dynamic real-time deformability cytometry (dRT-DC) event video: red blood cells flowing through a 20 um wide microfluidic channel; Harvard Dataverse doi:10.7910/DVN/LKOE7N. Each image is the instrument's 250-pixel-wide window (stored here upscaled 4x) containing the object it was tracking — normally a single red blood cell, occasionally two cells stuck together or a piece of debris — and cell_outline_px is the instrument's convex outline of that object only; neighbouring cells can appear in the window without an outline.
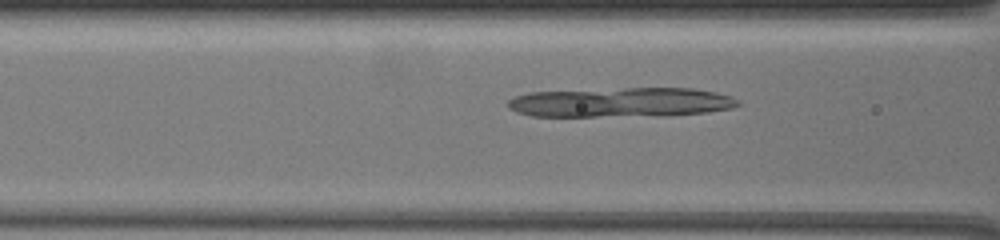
{"species": "common noctule bat (a hibernating species)", "species_latin": "Nyctalus noctula", "temperature_condition": "warm", "stored_images_in_passage": 8, "camera_frame_rate_fps": 3000, "um_per_image_px": 0.085, "animal": {"sex": "female", "body_mass_g": 19.5, "forearm_length_mm": 54.1}, "frame": {"image": 1, "passage_image": 6, "time_ms": 1.667, "image_size_px": [1000, 240], "cell_outline_px": [[740, 104], [732, 108], [708, 112], [668, 116], [532, 116], [516, 112], [508, 108], [508, 100], [516, 96], [528, 92], [624, 88], [692, 88], [716, 92], [732, 96]], "centroid_in_image_um": [52.8, 8.7], "position_along_channel_um": 113.8, "area_um2": 39.94}}